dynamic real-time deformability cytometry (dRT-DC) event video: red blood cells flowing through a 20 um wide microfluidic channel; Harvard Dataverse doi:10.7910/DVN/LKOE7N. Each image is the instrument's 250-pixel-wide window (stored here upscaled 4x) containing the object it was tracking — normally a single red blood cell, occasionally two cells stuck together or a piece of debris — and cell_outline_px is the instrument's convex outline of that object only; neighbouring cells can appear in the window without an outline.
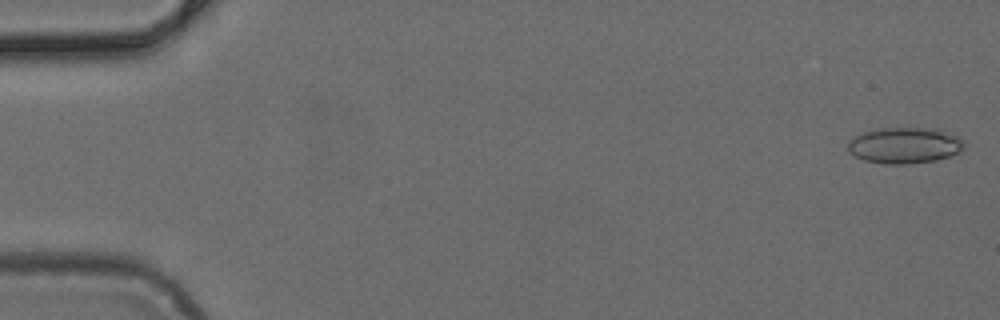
{"species": "common noctule bat (a hibernating species)", "species_latin": "Nyctalus noctula", "temperature_condition": "cold", "stored_images_in_passage": 50, "camera_frame_rate_fps": 3000, "um_per_image_px": 0.085, "animal": {"sex": "female", "body_mass_g": 24.6, "forearm_length_mm": 56.2}, "frame": {"image": 1, "passage_image": 1, "time_ms": 0.0, "image_size_px": [1000, 320], "cell_outline_px": [[964, 144], [960, 152], [936, 160], [908, 164], [884, 164], [864, 160], [848, 152], [848, 140], [864, 132], [880, 128], [932, 128], [956, 136], [964, 140]], "centroid_in_image_um": [76.86, 12.36], "position_along_channel_um": 8.1, "area_um2": 24.28}}
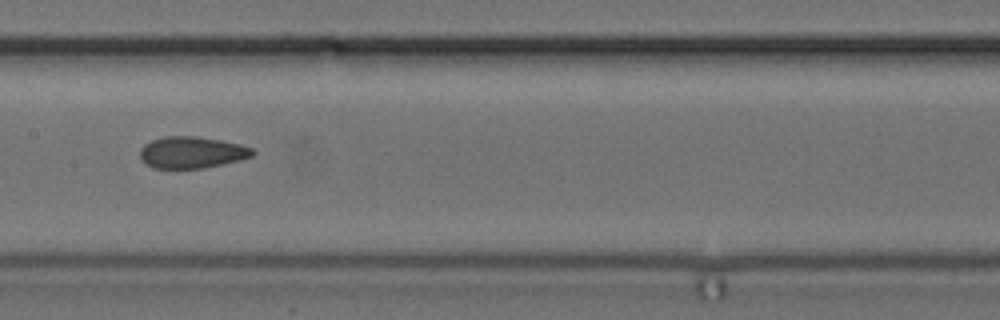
{"frame": {"image": 2, "passage_image": 25, "time_ms": 8.0, "image_size_px": [1000, 320], "cell_outline_px": [[256, 152], [252, 156], [204, 168], [152, 168], [140, 156], [140, 148], [144, 144], [152, 140], [164, 136], [196, 136], [220, 140], [240, 144], [252, 148]], "centroid_in_image_um": [16.29, 12.94], "position_along_channel_um": 191.1, "area_um2": 20.52}}
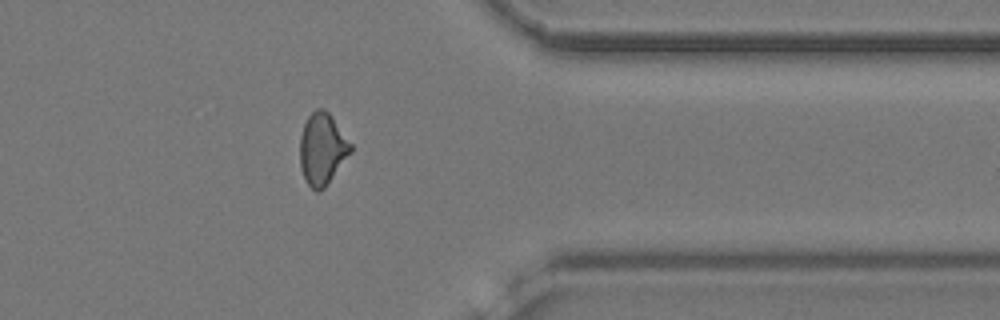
{"frame": {"image": 3, "passage_image": 40, "time_ms": 13.0, "image_size_px": [1000, 320], "cell_outline_px": [[352, 152], [324, 188], [320, 192], [316, 192], [308, 184], [300, 168], [300, 136], [304, 124], [308, 116], [316, 108], [324, 108], [328, 112], [352, 144]], "centroid_in_image_um": [27.39, 12.66], "position_along_channel_um": 384.0, "area_um2": 21.15}}